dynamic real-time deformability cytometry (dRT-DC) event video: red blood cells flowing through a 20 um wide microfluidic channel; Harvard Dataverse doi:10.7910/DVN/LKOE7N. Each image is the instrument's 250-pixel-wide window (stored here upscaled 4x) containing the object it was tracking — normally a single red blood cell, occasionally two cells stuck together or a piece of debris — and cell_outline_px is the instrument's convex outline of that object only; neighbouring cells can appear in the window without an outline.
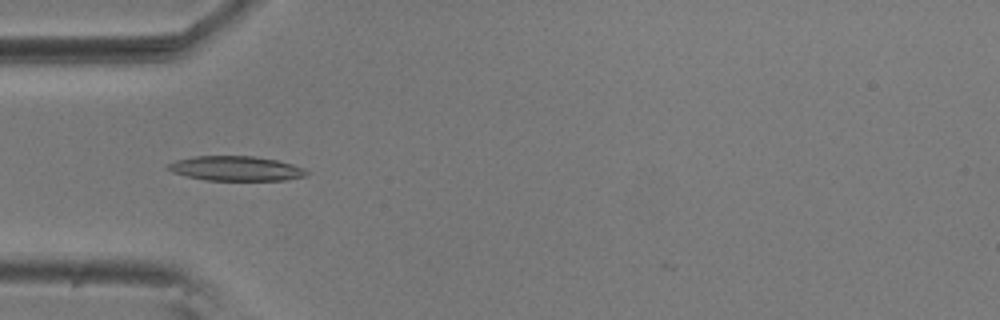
{"species": "common noctule bat (a hibernating species)", "species_latin": "Nyctalus noctula", "temperature_condition": "room temperature", "stored_images_in_passage": 34, "camera_frame_rate_fps": 3000, "um_per_image_px": 0.085, "animal": {"sex": "male", "body_mass_g": 20.5, "forearm_length_mm": 52.5}, "frame": {"image": 1, "passage_image": 1, "time_ms": 0.0, "image_size_px": [1000, 320], "cell_outline_px": [[308, 176], [284, 180], [204, 180], [172, 172], [164, 168], [168, 164], [176, 160], [192, 156], [252, 156], [276, 160], [292, 164], [304, 168], [308, 172]], "centroid_in_image_um": [20.04, 14.32], "position_along_channel_um": 65.0, "area_um2": 19.94}}
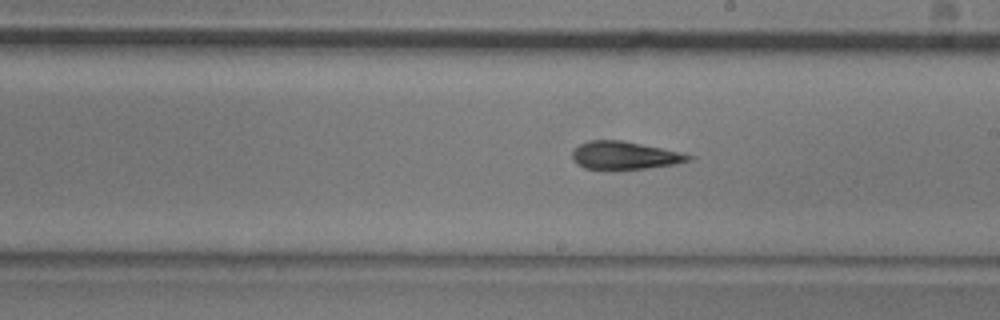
{"frame": {"image": 2, "passage_image": 15, "time_ms": 4.667, "image_size_px": [1000, 320], "cell_outline_px": [[696, 156], [692, 160], [676, 164], [648, 168], [612, 172], [584, 168], [576, 164], [572, 160], [572, 152], [580, 144], [588, 140], [620, 140], [660, 148]], "centroid_in_image_um": [53.05, 13.26], "position_along_channel_um": 235.9, "area_um2": 19.48}}
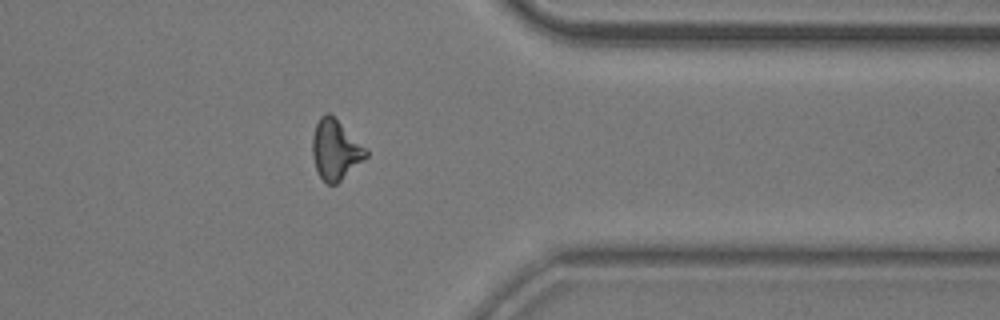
{"frame": {"image": 3, "passage_image": 28, "time_ms": 9.0, "image_size_px": [1000, 320], "cell_outline_px": [[368, 156], [336, 184], [328, 184], [320, 176], [316, 168], [312, 156], [312, 136], [316, 124], [320, 116], [328, 112], [368, 152]], "centroid_in_image_um": [28.47, 12.75], "position_along_channel_um": 382.9, "area_um2": 18.03}, "authors_computed_cell_mechanics": {"area_um2": 18.6116, "velocity_mm_per_s": 3.667, "shape_relaxation_time_tau1_ms": 8.747, "shape_relaxation_time_tau2_ms": 3.3816, "deformation_change_tau1": 0.1901, "deformation_change_tau2": 0.1373}}